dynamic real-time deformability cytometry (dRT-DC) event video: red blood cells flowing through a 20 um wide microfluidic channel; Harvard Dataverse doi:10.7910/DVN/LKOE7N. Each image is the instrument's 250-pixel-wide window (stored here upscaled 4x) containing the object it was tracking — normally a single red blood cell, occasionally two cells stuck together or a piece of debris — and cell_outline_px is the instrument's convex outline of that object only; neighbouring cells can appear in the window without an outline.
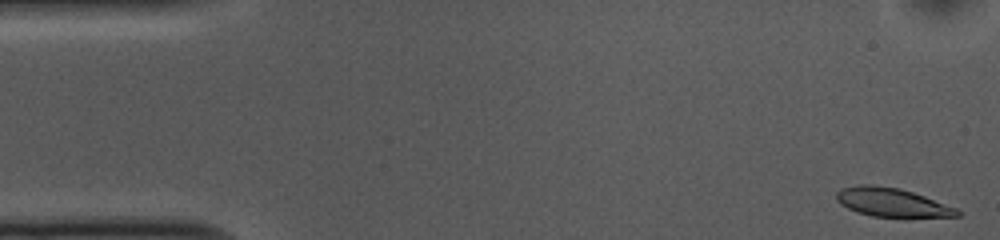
{"species": "common noctule bat (a hibernating species)", "species_latin": "Nyctalus noctula", "temperature_condition": "cold", "stored_images_in_passage": 52, "camera_frame_rate_fps": 3000, "um_per_image_px": 0.085, "animal": {"sex": "female", "body_mass_g": 10.0, "forearm_length_mm": 53.1}, "frame": {"image": 1, "passage_image": 1, "time_ms": 0.0, "image_size_px": [1000, 240], "cell_outline_px": [[960, 216], [872, 216], [856, 212], [840, 204], [836, 200], [836, 192], [840, 188], [860, 184], [868, 184], [900, 188], [924, 196], [956, 208], [960, 212]], "centroid_in_image_um": [75.73, 17.18], "position_along_channel_um": 9.3, "area_um2": 19.88}}
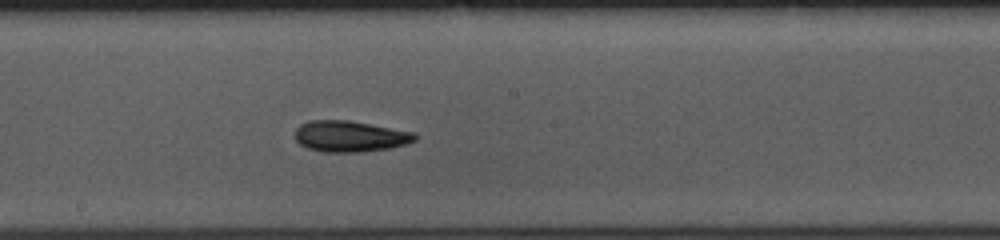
{"frame": {"image": 2, "passage_image": 27, "time_ms": 8.667, "image_size_px": [1000, 240], "cell_outline_px": [[416, 140], [392, 148], [360, 152], [324, 152], [308, 148], [300, 144], [296, 140], [296, 128], [300, 124], [308, 120], [348, 120], [416, 132]], "centroid_in_image_um": [29.75, 11.58], "position_along_channel_um": 218.4, "area_um2": 21.79}}
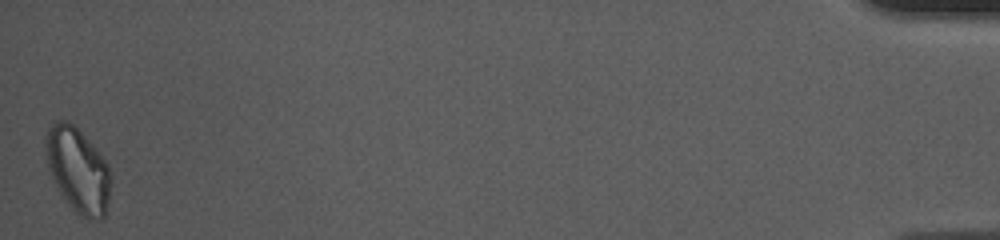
{"frame": {"image": 3, "passage_image": 52, "time_ms": 17.0, "image_size_px": [1000, 240], "cell_outline_px": [[112, 180], [104, 220], [88, 220], [76, 212], [68, 204], [60, 192], [48, 168], [44, 148], [44, 136], [48, 128], [56, 120], [64, 120], [72, 124], [92, 144], [108, 164], [112, 172]], "centroid_in_image_um": [6.63, 14.47], "position_along_channel_um": 428.6, "area_um2": 32.37}, "authors_computed_cell_mechanics": {"area_um2": 21.2126, "velocity_mm_per_s": 3.7054, "shape_relaxation_time_tau1_ms": 6.3717, "shape_relaxation_time_tau2_ms": 5.5558, "deformation_change_tau1": 0.1409, "deformation_change_tau2": 0.1297}}